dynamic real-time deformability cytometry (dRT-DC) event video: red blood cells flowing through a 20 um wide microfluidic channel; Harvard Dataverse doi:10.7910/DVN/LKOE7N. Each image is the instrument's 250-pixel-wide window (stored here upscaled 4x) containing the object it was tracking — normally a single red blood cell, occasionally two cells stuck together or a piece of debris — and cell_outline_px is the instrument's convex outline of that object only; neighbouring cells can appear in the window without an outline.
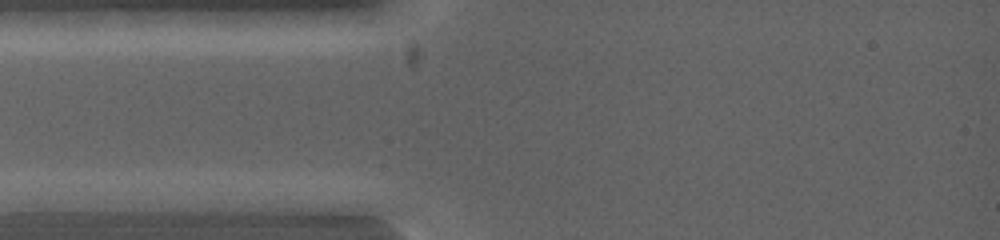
{"species": "common noctule bat (a hibernating species)", "species_latin": "Nyctalus noctula", "temperature_condition": "warm", "stored_images_in_passage": 5, "camera_frame_rate_fps": 5000, "um_per_image_px": 0.085, "animal": {"sex": "female", "body_mass_g": 19.0, "forearm_length_mm": 53.3}, "frame": {"image": 1, "passage_image": 2, "time_ms": 0.2, "image_size_px": [1000, 240], "cell_outline_px": [[180, 200], [172, 208], [160, 212], [20, 212], [12, 200], [40, 192], [172, 192]], "centroid_in_image_um": [8.24, 17.18], "position_along_channel_um": 76.8, "area_um2": 22.25}}